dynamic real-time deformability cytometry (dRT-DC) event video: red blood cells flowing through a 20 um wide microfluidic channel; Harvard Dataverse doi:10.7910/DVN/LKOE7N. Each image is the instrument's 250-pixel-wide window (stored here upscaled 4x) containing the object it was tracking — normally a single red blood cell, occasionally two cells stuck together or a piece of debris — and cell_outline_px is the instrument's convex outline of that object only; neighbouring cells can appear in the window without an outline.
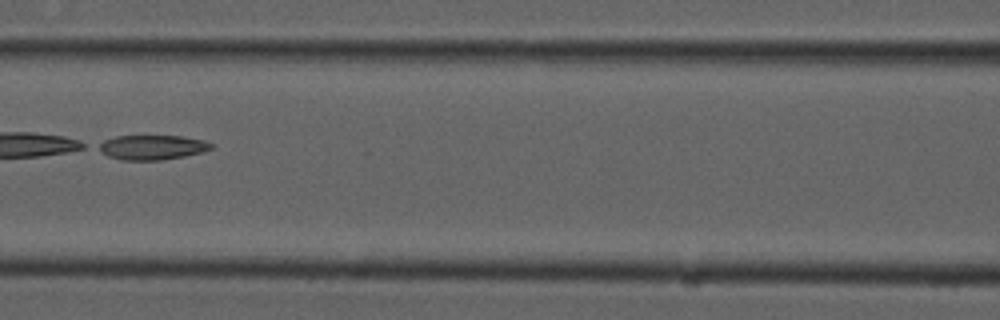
{"species": "common noctule bat (a hibernating species)", "species_latin": "Nyctalus noctula", "temperature_condition": "cold", "stored_images_in_passage": 7, "camera_frame_rate_fps": 3000, "um_per_image_px": 0.085, "animal": {"sex": "male", "forearm_length_mm": 52.5}, "frame": {"image": 1, "passage_image": 7, "time_ms": 2.0, "image_size_px": [1000, 320], "cell_outline_px": [[212, 148], [200, 152], [184, 156], [160, 160], [124, 160], [108, 156], [96, 148], [96, 144], [104, 140], [116, 136], [180, 136], [204, 140], [212, 144]], "centroid_in_image_um": [12.88, 12.52], "position_along_channel_um": 153.7, "area_um2": 16.07}}